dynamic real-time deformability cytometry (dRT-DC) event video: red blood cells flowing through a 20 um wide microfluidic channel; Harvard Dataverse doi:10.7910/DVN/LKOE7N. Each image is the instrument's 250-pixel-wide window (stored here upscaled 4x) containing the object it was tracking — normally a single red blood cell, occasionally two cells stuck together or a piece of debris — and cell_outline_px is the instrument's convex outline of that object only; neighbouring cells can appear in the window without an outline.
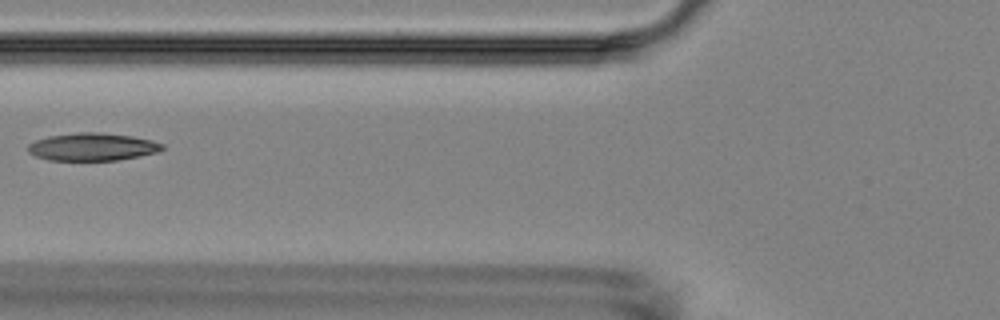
{"species": "Egyptian fruit bat (a non-hibernating species)", "species_latin": "Rousettus aegyptiacus", "temperature_condition": "room temperature", "stored_images_in_passage": 7, "camera_frame_rate_fps": 3000, "um_per_image_px": 0.085, "animal": {"sex": "female"}, "frame": {"image": 1, "passage_image": 7, "time_ms": 7.0, "image_size_px": [1000, 320], "cell_outline_px": [[164, 148], [160, 152], [140, 156], [116, 160], [48, 160], [36, 156], [28, 152], [28, 144], [36, 140], [48, 136], [80, 132], [100, 132], [132, 136], [152, 140], [164, 144]], "centroid_in_image_um": [7.88, 12.48], "position_along_channel_um": 117.9, "area_um2": 21.73}}